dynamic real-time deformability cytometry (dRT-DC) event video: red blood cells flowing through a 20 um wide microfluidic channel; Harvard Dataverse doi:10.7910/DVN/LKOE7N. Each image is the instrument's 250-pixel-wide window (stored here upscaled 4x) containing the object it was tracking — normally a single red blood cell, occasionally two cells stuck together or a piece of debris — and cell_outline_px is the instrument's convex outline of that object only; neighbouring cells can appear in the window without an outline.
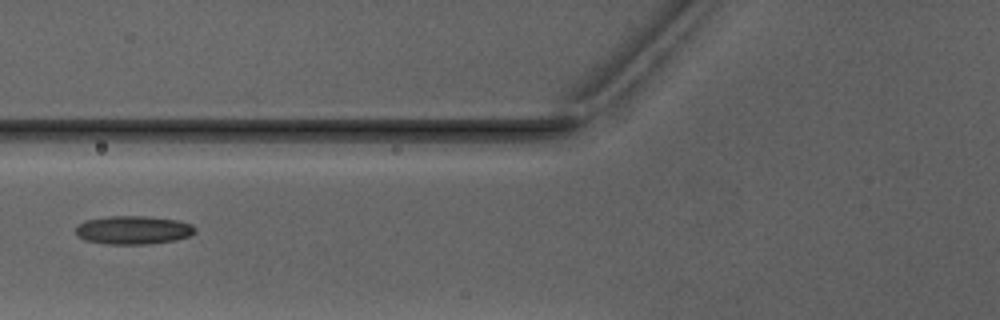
{"species": "Egyptian fruit bat (a non-hibernating species)", "species_latin": "Rousettus aegyptiacus", "temperature_condition": "warm", "stored_images_in_passage": 4, "camera_frame_rate_fps": 3000, "um_per_image_px": 0.085, "animal": {"sex": "male"}, "frame": {"image": 1, "passage_image": 4, "time_ms": 3.667, "image_size_px": [1000, 320], "cell_outline_px": [[196, 232], [188, 236], [176, 240], [148, 244], [108, 244], [88, 240], [80, 236], [76, 232], [76, 228], [84, 220], [108, 216], [144, 216], [176, 220], [192, 224], [196, 228]], "centroid_in_image_um": [11.36, 19.55], "position_along_channel_um": 114.4, "area_um2": 19.59}}